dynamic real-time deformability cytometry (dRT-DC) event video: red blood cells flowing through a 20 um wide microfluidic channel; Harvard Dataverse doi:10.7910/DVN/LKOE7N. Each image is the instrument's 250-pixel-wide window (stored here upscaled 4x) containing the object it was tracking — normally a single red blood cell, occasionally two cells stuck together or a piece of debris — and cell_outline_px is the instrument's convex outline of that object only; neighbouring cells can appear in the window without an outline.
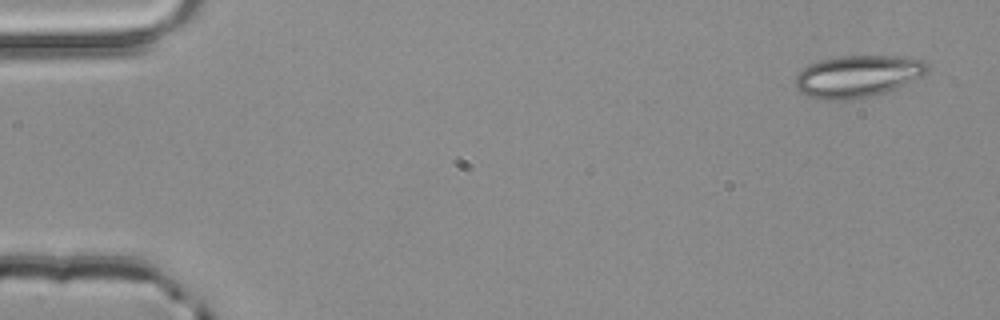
{"species": "common noctule bat (a hibernating species)", "species_latin": "Nyctalus noctula", "temperature_condition": "room temperature", "stored_images_in_passage": 4, "camera_frame_rate_fps": 3000, "um_per_image_px": 0.085, "animal": {"sex": "male", "body_mass_g": 20.4}, "frame": {"image": 1, "passage_image": 1, "time_ms": 0.0, "image_size_px": [1000, 320], "cell_outline_px": [[928, 72], [896, 88], [860, 100], [820, 100], [808, 96], [800, 92], [796, 88], [796, 76], [800, 68], [808, 64], [820, 60], [836, 56], [904, 56], [924, 60], [928, 64]], "centroid_in_image_um": [72.86, 6.48], "position_along_channel_um": 12.1, "area_um2": 32.71}}